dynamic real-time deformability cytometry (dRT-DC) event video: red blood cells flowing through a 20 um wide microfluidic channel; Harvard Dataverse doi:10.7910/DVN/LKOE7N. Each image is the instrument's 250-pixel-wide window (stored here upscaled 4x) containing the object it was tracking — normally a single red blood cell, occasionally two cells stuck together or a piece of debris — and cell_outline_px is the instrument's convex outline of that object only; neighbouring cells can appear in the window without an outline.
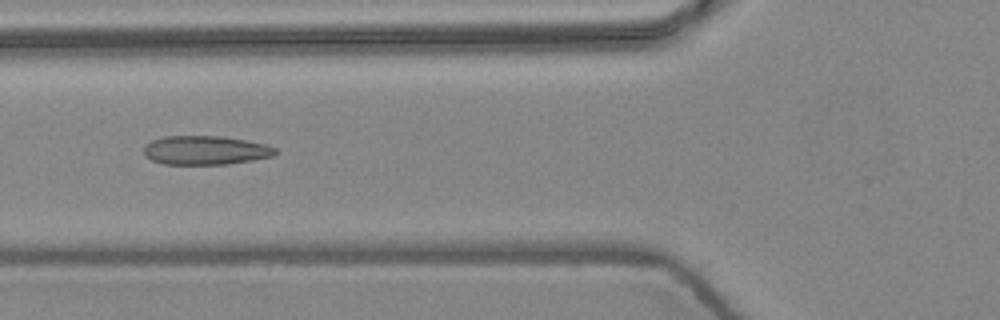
{"species": "common noctule bat (a hibernating species)", "species_latin": "Nyctalus noctula", "temperature_condition": "warm", "stored_images_in_passage": 6, "camera_frame_rate_fps": 3000, "um_per_image_px": 0.085, "animal": {"sex": "female", "body_mass_g": 24.6, "forearm_length_mm": 56.2}, "frame": {"image": 1, "passage_image": 2, "time_ms": 0.333, "image_size_px": [1000, 320], "cell_outline_px": [[280, 152], [272, 156], [252, 160], [228, 164], [164, 164], [152, 160], [144, 156], [144, 144], [152, 140], [164, 136], [220, 136], [244, 140], [264, 144], [276, 148]], "centroid_in_image_um": [17.44, 12.77], "position_along_channel_um": 108.4, "area_um2": 22.2}}
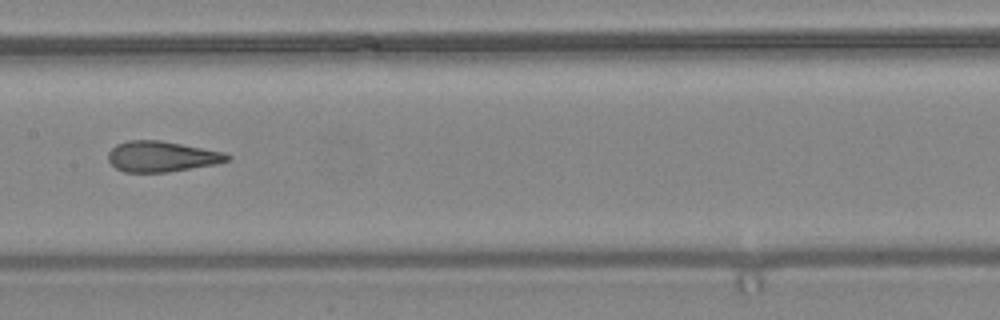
{"frame": {"image": 2, "passage_image": 4, "time_ms": 1.0, "image_size_px": [1000, 320], "cell_outline_px": [[232, 156], [228, 160], [216, 164], [168, 172], [124, 172], [116, 168], [108, 160], [108, 152], [116, 144], [128, 140], [160, 140], [224, 152]], "centroid_in_image_um": [13.73, 13.3], "position_along_channel_um": 193.7, "area_um2": 21.21}}
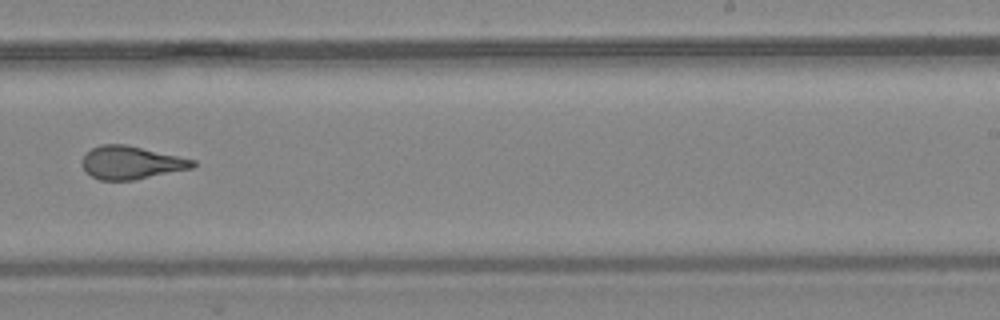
{"frame": {"image": 3, "passage_image": 6, "time_ms": 1.667, "image_size_px": [1000, 320], "cell_outline_px": [[196, 164], [192, 168], [132, 180], [100, 180], [92, 176], [84, 168], [84, 156], [92, 148], [100, 144], [124, 144], [196, 160]], "centroid_in_image_um": [11.17, 13.82], "position_along_channel_um": 277.8, "area_um2": 20.81}}